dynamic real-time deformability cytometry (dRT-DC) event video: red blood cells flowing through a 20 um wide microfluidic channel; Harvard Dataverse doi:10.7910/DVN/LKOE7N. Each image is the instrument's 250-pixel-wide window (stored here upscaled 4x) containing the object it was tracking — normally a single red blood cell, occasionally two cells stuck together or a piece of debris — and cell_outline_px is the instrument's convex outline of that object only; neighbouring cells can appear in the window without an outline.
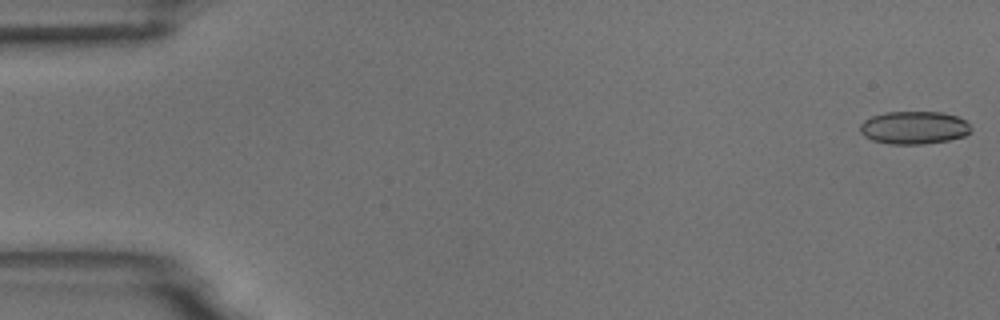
{"species": "common noctule bat (a hibernating species)", "species_latin": "Nyctalus noctula", "temperature_condition": "room temperature", "stored_images_in_passage": 54, "camera_frame_rate_fps": 3000, "um_per_image_px": 0.085, "animal": {"sex": "male", "body_mass_g": 18.8}, "frame": {"image": 1, "passage_image": 1, "time_ms": 0.0, "image_size_px": [1000, 320], "cell_outline_px": [[972, 132], [964, 136], [948, 140], [924, 144], [888, 144], [872, 140], [864, 136], [860, 132], [860, 124], [864, 120], [872, 116], [884, 112], [940, 112], [956, 116], [964, 120], [972, 128]], "centroid_in_image_um": [77.68, 10.85], "position_along_channel_um": 7.3, "area_um2": 21.33}}
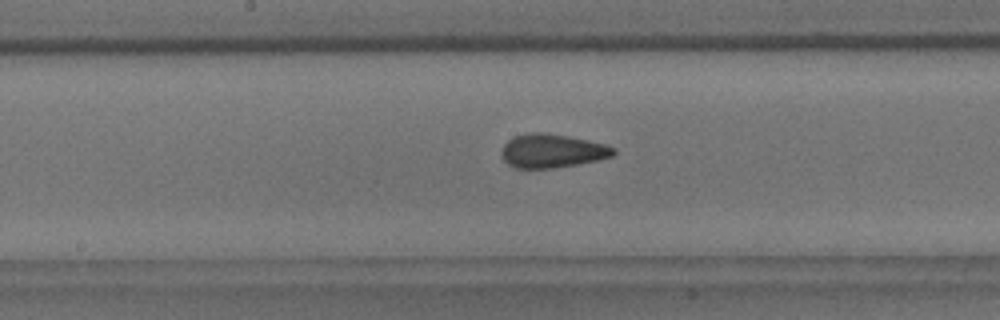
{"frame": {"image": 2, "passage_image": 28, "time_ms": 9.0, "image_size_px": [1000, 320], "cell_outline_px": [[616, 152], [612, 156], [596, 160], [576, 164], [548, 168], [516, 168], [508, 164], [500, 156], [500, 152], [504, 144], [512, 136], [528, 132], [544, 132], [568, 136], [588, 140], [604, 144], [616, 148]], "centroid_in_image_um": [46.88, 12.81], "position_along_channel_um": 201.3, "area_um2": 22.02}}
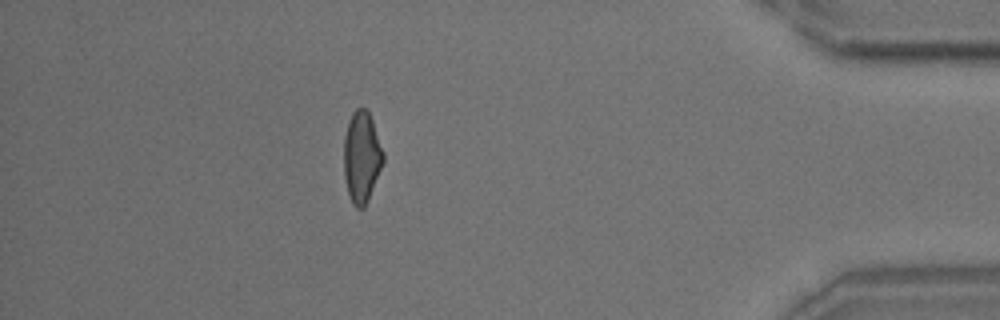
{"frame": {"image": 3, "passage_image": 48, "time_ms": 15.667, "image_size_px": [1000, 320], "cell_outline_px": [[384, 160], [368, 200], [364, 208], [356, 208], [352, 204], [348, 192], [344, 176], [344, 136], [348, 120], [352, 112], [356, 108], [364, 108], [368, 112], [372, 120], [384, 152]], "centroid_in_image_um": [30.73, 13.34], "position_along_channel_um": 404.5, "area_um2": 20.92}, "authors_computed_cell_mechanics": {"area_um2": 21.5883, "velocity_mm_per_s": 3.7333, "shape_relaxation_time_tau1_ms": 7.4859, "shape_relaxation_time_tau2_ms": 1.2941, "deformation_change_tau1": 0.1703, "deformation_change_tau2": 0.0884}}